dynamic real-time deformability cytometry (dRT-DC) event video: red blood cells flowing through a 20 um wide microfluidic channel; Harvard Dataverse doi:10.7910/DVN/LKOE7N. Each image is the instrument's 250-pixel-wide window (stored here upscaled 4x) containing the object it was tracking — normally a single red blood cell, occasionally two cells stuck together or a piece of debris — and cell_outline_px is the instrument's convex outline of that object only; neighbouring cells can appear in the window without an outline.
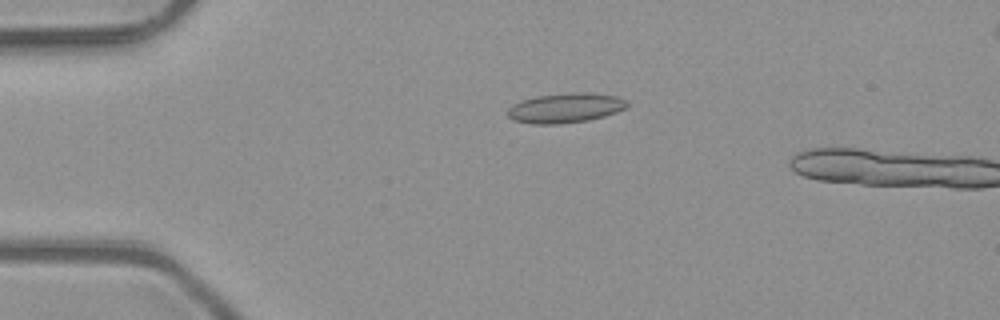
{"species": "common noctule bat (a hibernating species)", "species_latin": "Nyctalus noctula", "temperature_condition": "room temperature", "stored_images_in_passage": 6, "camera_frame_rate_fps": 3000, "um_per_image_px": 0.085, "animal": {"sex": "male", "body_mass_g": 23.1, "forearm_length_mm": 52.7}, "frame": {"image": 1, "passage_image": 4, "time_ms": 1.0, "image_size_px": [1000, 320], "cell_outline_px": [[628, 108], [604, 116], [588, 120], [556, 124], [532, 124], [512, 120], [508, 116], [508, 108], [512, 104], [520, 100], [536, 96], [572, 92], [588, 92], [616, 96], [628, 100]], "centroid_in_image_um": [48.06, 9.17], "position_along_channel_um": 36.9, "area_um2": 20.92}}